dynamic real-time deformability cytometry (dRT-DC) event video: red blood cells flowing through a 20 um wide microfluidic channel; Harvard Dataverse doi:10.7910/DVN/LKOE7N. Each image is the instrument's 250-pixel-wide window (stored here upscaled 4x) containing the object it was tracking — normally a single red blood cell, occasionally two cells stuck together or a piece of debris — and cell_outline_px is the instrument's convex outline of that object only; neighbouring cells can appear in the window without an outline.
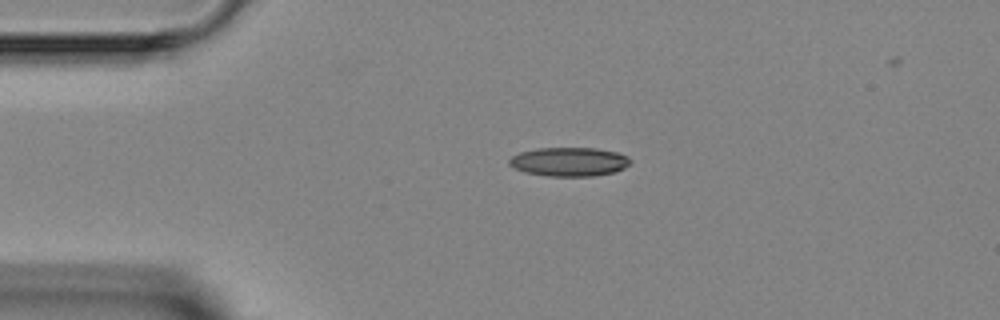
{"species": "Egyptian fruit bat (a non-hibernating species)", "species_latin": "Rousettus aegyptiacus", "temperature_condition": "room temperature", "stored_images_in_passage": 42, "camera_frame_rate_fps": 3000, "um_per_image_px": 0.085, "animal": {"sex": "female"}, "frame": {"image": 1, "passage_image": 6, "time_ms": 1.667, "image_size_px": [1000, 320], "cell_outline_px": [[632, 160], [624, 168], [612, 172], [592, 176], [548, 176], [524, 172], [512, 168], [508, 164], [508, 160], [512, 156], [520, 152], [536, 148], [596, 148], [616, 152], [628, 156]], "centroid_in_image_um": [48.34, 13.74], "position_along_channel_um": 36.7, "area_um2": 20.46}}
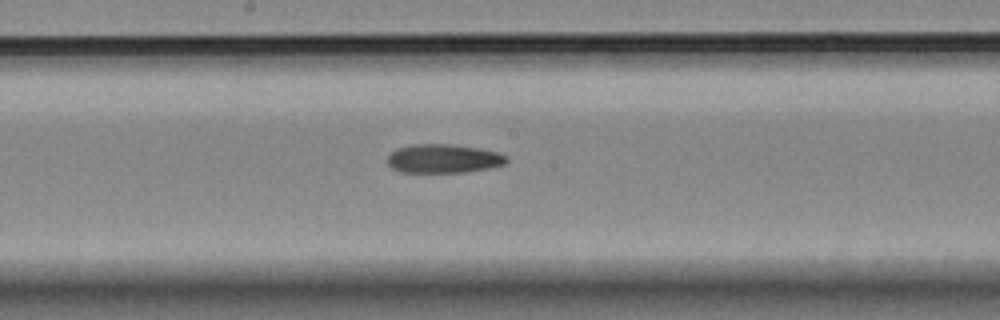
{"frame": {"image": 2, "passage_image": 20, "time_ms": 6.333, "image_size_px": [1000, 320], "cell_outline_px": [[508, 160], [504, 164], [488, 168], [464, 172], [400, 172], [392, 168], [388, 164], [388, 156], [396, 148], [412, 144], [448, 144], [476, 148], [496, 152], [508, 156]], "centroid_in_image_um": [37.66, 13.48], "position_along_channel_um": 210.5, "area_um2": 19.83}}
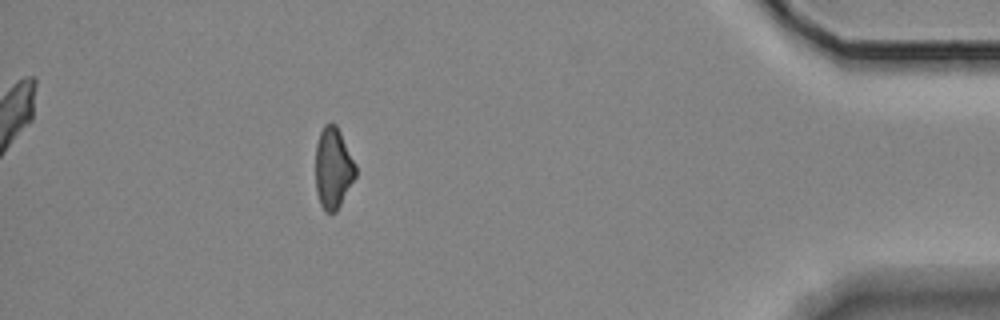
{"frame": {"image": 3, "passage_image": 37, "time_ms": 12.0, "image_size_px": [1000, 320], "cell_outline_px": [[356, 176], [336, 212], [324, 212], [320, 204], [316, 192], [316, 144], [320, 132], [324, 124], [336, 124], [356, 164]], "centroid_in_image_um": [28.31, 14.3], "position_along_channel_um": 406.9, "area_um2": 18.9}}